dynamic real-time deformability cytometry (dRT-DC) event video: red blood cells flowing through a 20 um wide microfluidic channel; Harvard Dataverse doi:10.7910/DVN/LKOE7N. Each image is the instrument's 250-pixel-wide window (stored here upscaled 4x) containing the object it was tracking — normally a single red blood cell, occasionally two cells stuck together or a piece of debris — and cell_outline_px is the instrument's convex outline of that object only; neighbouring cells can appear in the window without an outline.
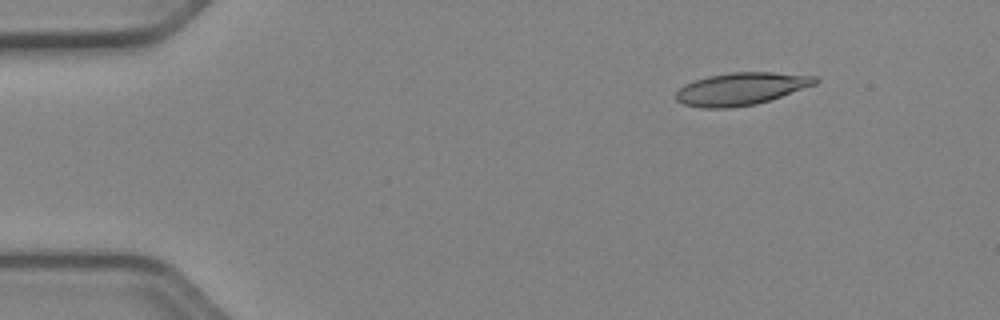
{"species": "Egyptian fruit bat (a non-hibernating species)", "species_latin": "Rousettus aegyptiacus", "temperature_condition": "cold", "stored_images_in_passage": 43, "camera_frame_rate_fps": 3000, "um_per_image_px": 0.085, "animal": {"sex": "female"}, "frame": {"image": 1, "passage_image": 4, "time_ms": 1.0, "image_size_px": [1000, 320], "cell_outline_px": [[820, 80], [816, 84], [756, 104], [728, 108], [704, 108], [684, 104], [676, 100], [676, 92], [684, 84], [708, 76], [732, 72], [772, 72], [816, 76]], "centroid_in_image_um": [62.99, 7.54], "position_along_channel_um": 22.0, "area_um2": 26.13}}
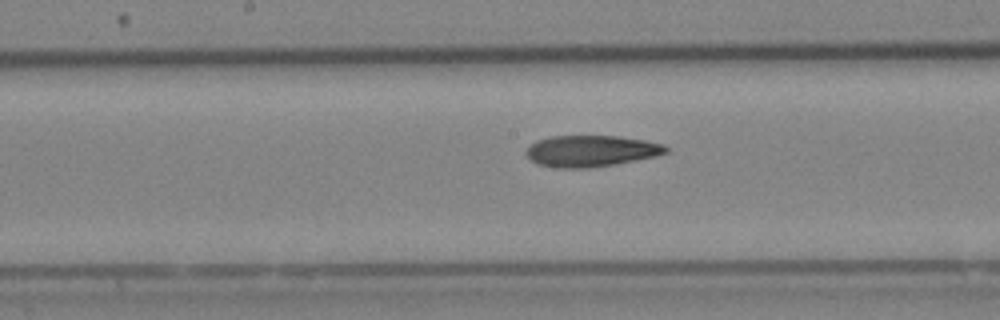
{"frame": {"image": 2, "passage_image": 24, "time_ms": 7.667, "image_size_px": [1000, 320], "cell_outline_px": [[668, 152], [656, 156], [616, 164], [588, 168], [560, 168], [536, 164], [524, 152], [536, 140], [552, 136], [620, 136], [644, 140], [664, 144], [668, 148]], "centroid_in_image_um": [50.25, 12.83], "position_along_channel_um": 197.9, "area_um2": 25.55}}
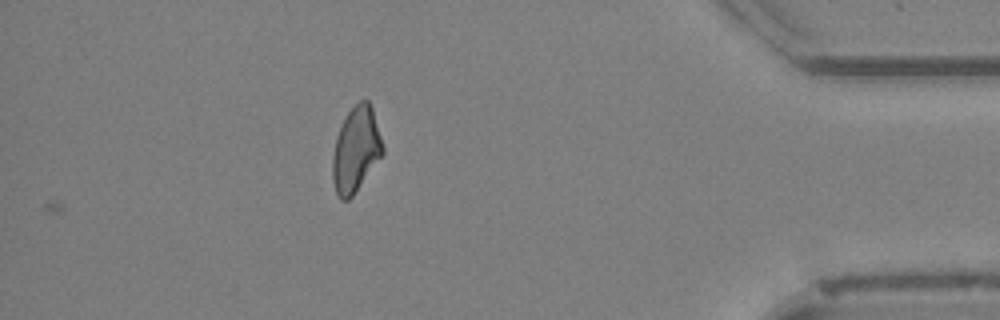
{"frame": {"image": 3, "passage_image": 43, "time_ms": 14.0, "image_size_px": [1000, 320], "cell_outline_px": [[384, 152], [352, 196], [348, 200], [340, 200], [336, 192], [332, 180], [332, 156], [336, 136], [348, 112], [360, 100], [368, 100], [372, 108], [384, 148]], "centroid_in_image_um": [30.23, 12.73], "position_along_channel_um": 405.0, "area_um2": 24.51}, "authors_computed_cell_mechanics": {"area_um2": 25.7788, "velocity_mm_per_s": 3.9443, "shape_relaxation_time_tau1_ms": null, "shape_relaxation_time_tau2_ms": 10.861, "deformation_change_tau1": null, "deformation_change_tau2": 0.2421}}